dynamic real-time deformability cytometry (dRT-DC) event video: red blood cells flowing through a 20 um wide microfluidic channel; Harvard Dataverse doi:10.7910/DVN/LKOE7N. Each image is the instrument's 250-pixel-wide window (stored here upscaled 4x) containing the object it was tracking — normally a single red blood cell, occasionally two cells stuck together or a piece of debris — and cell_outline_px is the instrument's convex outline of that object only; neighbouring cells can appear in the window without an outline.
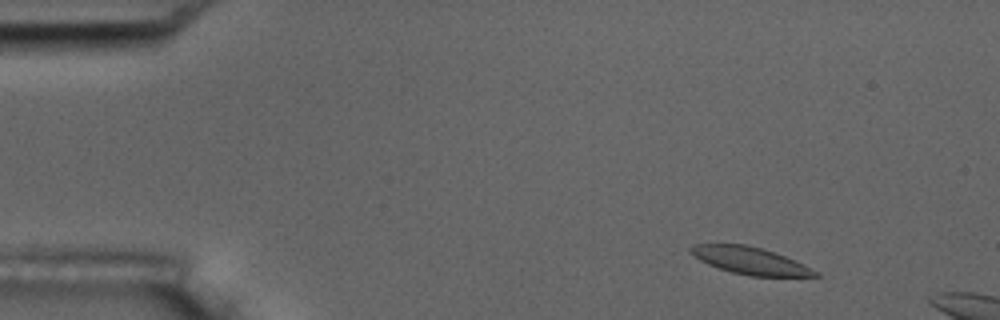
{"species": "common noctule bat (a hibernating species)", "species_latin": "Nyctalus noctula", "temperature_condition": "room temperature", "stored_images_in_passage": 3, "camera_frame_rate_fps": 3000, "um_per_image_px": 0.085, "animal": {"sex": "male", "body_mass_g": 17.5, "forearm_length_mm": 52.3}, "frame": {"image": 1, "passage_image": 1, "time_ms": 0.0, "image_size_px": [1000, 320], "cell_outline_px": [[820, 276], [748, 276], [732, 272], [708, 264], [700, 260], [688, 252], [688, 248], [692, 244], [744, 244], [776, 252], [820, 272]], "centroid_in_image_um": [63.73, 22.15], "position_along_channel_um": 21.3, "area_um2": 19.65}}